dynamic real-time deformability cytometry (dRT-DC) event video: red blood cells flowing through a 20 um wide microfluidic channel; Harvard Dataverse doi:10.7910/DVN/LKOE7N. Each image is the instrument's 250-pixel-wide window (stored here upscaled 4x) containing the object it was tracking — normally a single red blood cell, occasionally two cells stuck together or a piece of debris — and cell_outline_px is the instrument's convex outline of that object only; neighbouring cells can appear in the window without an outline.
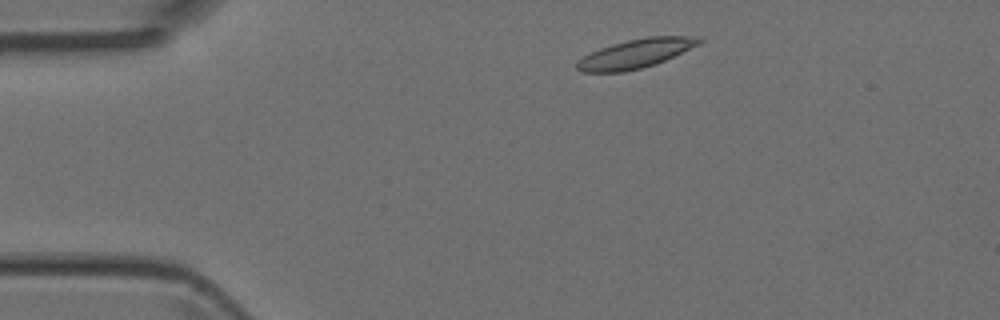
{"species": "Egyptian fruit bat (a non-hibernating species)", "species_latin": "Rousettus aegyptiacus", "temperature_condition": "room temperature", "stored_images_in_passage": 5, "camera_frame_rate_fps": 3000, "um_per_image_px": 0.085, "animal": {"sex": "female"}, "frame": {"image": 1, "passage_image": 1, "time_ms": 0.0, "image_size_px": [1000, 320], "cell_outline_px": [[704, 40], [700, 44], [664, 60], [640, 68], [624, 72], [584, 72], [576, 68], [576, 60], [600, 48], [612, 44], [628, 40], [648, 36], [700, 36]], "centroid_in_image_um": [54.04, 4.54], "position_along_channel_um": 31.0, "area_um2": 20.46}}
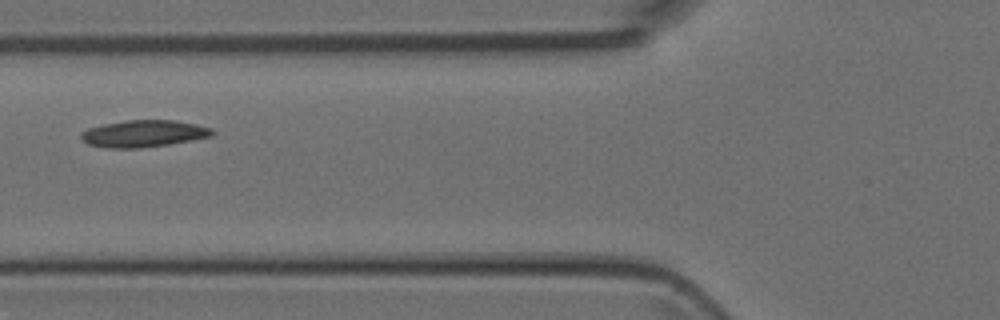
{"frame": {"image": 2, "passage_image": 4, "time_ms": 3.333, "image_size_px": [1000, 320], "cell_outline_px": [[216, 132], [212, 136], [168, 144], [140, 148], [108, 148], [88, 144], [80, 140], [80, 132], [88, 128], [104, 124], [128, 120], [176, 120], [196, 124], [212, 128]], "centroid_in_image_um": [12.19, 11.35], "position_along_channel_um": 113.6, "area_um2": 20.63}}
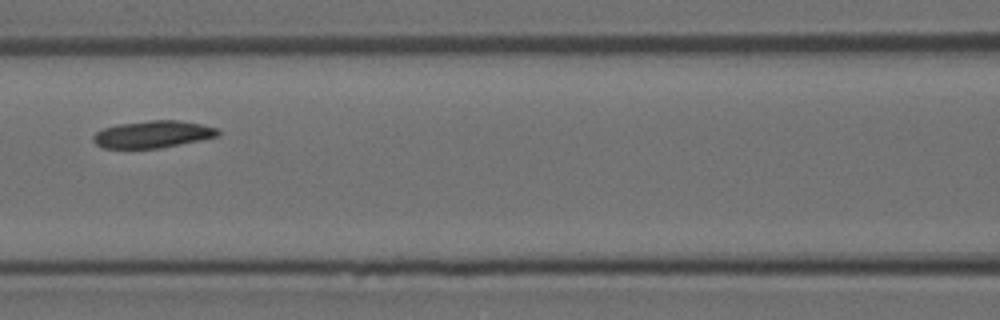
{"frame": {"image": 3, "passage_image": 5, "time_ms": 4.333, "image_size_px": [1000, 320], "cell_outline_px": [[220, 136], [160, 148], [100, 148], [92, 140], [92, 136], [96, 132], [104, 128], [120, 124], [152, 120], [180, 120], [220, 128]], "centroid_in_image_um": [13.01, 11.42], "position_along_channel_um": 153.6, "area_um2": 19.77}}